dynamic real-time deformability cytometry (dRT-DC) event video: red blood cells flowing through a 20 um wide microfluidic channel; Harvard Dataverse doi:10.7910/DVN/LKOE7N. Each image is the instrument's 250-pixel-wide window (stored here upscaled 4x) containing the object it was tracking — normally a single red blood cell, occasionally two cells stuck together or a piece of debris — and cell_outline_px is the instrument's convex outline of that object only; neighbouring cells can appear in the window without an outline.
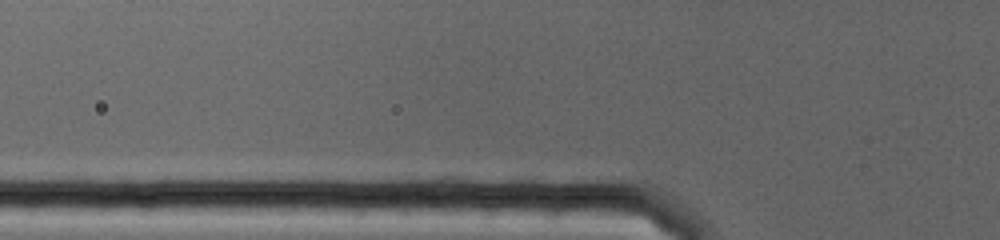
{"species": "human", "species_latin": "Homo sapiens", "temperature_condition": "cold", "stored_images_in_passage": 2, "camera_frame_rate_fps": 3000, "um_per_image_px": 0.085, "donor": {"sex": "female"}, "frame": {"image": 1, "passage_image": 2, "time_ms": 0.333, "image_size_px": [1000, 240], "cell_outline_px": [[644, 216], [448, 204], [428, 188], [428, 184], [444, 176], [596, 188], [636, 208]], "centroid_in_image_um": [44.89, 16.68], "position_along_channel_um": 80.9, "area_um2": 35.55}}